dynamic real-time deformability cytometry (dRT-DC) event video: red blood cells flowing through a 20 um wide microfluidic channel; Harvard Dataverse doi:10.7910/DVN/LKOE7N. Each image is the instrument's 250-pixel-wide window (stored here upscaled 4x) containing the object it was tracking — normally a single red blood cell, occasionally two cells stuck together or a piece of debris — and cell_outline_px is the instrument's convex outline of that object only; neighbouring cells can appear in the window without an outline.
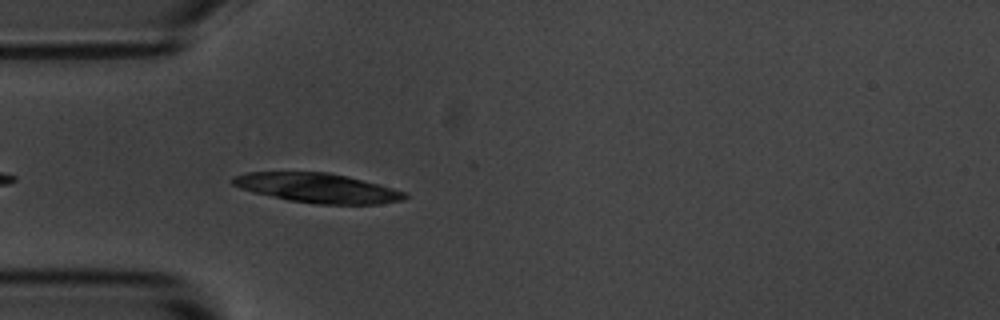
{"species": "common noctule bat (a hibernating species)", "species_latin": "Nyctalus noctula", "temperature_condition": "room temperature", "stored_images_in_passage": 4, "camera_frame_rate_fps": 3000, "um_per_image_px": 0.085, "animal": {"sex": "male", "body_mass_g": 20.1, "forearm_length_mm": 53.5}, "frame": {"image": 1, "passage_image": 4, "time_ms": 3.333, "image_size_px": [1000, 320], "cell_outline_px": [[408, 196], [404, 200], [380, 204], [316, 204], [288, 200], [252, 192], [240, 188], [232, 184], [232, 176], [248, 172], [328, 172], [408, 192]], "centroid_in_image_um": [26.97, 15.98], "position_along_channel_um": 58.0, "area_um2": 29.42}}